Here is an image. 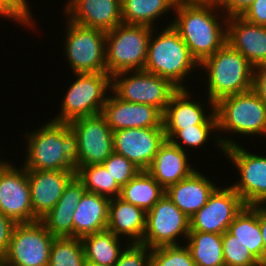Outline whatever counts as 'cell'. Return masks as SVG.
I'll use <instances>...</instances> for the list:
<instances>
[{
  "label": "cell",
  "instance_id": "5b68a950",
  "mask_svg": "<svg viewBox=\"0 0 266 266\" xmlns=\"http://www.w3.org/2000/svg\"><path fill=\"white\" fill-rule=\"evenodd\" d=\"M212 136L213 142L218 143V149L229 158L240 176L238 182L230 186L246 206L263 205L266 202V155L251 153L232 138Z\"/></svg>",
  "mask_w": 266,
  "mask_h": 266
},
{
  "label": "cell",
  "instance_id": "d6a6232c",
  "mask_svg": "<svg viewBox=\"0 0 266 266\" xmlns=\"http://www.w3.org/2000/svg\"><path fill=\"white\" fill-rule=\"evenodd\" d=\"M86 262L81 238L55 237L50 248L48 266H84Z\"/></svg>",
  "mask_w": 266,
  "mask_h": 266
},
{
  "label": "cell",
  "instance_id": "4dcf8cb0",
  "mask_svg": "<svg viewBox=\"0 0 266 266\" xmlns=\"http://www.w3.org/2000/svg\"><path fill=\"white\" fill-rule=\"evenodd\" d=\"M192 259L197 266L225 264L222 252V235L210 232L190 231L186 240Z\"/></svg>",
  "mask_w": 266,
  "mask_h": 266
},
{
  "label": "cell",
  "instance_id": "7bdbcfd3",
  "mask_svg": "<svg viewBox=\"0 0 266 266\" xmlns=\"http://www.w3.org/2000/svg\"><path fill=\"white\" fill-rule=\"evenodd\" d=\"M252 89L266 104V64L254 67Z\"/></svg>",
  "mask_w": 266,
  "mask_h": 266
},
{
  "label": "cell",
  "instance_id": "60d3db41",
  "mask_svg": "<svg viewBox=\"0 0 266 266\" xmlns=\"http://www.w3.org/2000/svg\"><path fill=\"white\" fill-rule=\"evenodd\" d=\"M241 17L250 23L266 26V0H255Z\"/></svg>",
  "mask_w": 266,
  "mask_h": 266
},
{
  "label": "cell",
  "instance_id": "7dc6e473",
  "mask_svg": "<svg viewBox=\"0 0 266 266\" xmlns=\"http://www.w3.org/2000/svg\"><path fill=\"white\" fill-rule=\"evenodd\" d=\"M256 266H266V263H260V264H258Z\"/></svg>",
  "mask_w": 266,
  "mask_h": 266
},
{
  "label": "cell",
  "instance_id": "30bf717a",
  "mask_svg": "<svg viewBox=\"0 0 266 266\" xmlns=\"http://www.w3.org/2000/svg\"><path fill=\"white\" fill-rule=\"evenodd\" d=\"M177 90L168 79L145 70L119 72L111 77V91L118 98L152 105L162 113Z\"/></svg>",
  "mask_w": 266,
  "mask_h": 266
},
{
  "label": "cell",
  "instance_id": "d4e9b609",
  "mask_svg": "<svg viewBox=\"0 0 266 266\" xmlns=\"http://www.w3.org/2000/svg\"><path fill=\"white\" fill-rule=\"evenodd\" d=\"M146 228V212L120 197L109 202L107 230L128 237L125 243H141Z\"/></svg>",
  "mask_w": 266,
  "mask_h": 266
},
{
  "label": "cell",
  "instance_id": "f6af8a7d",
  "mask_svg": "<svg viewBox=\"0 0 266 266\" xmlns=\"http://www.w3.org/2000/svg\"><path fill=\"white\" fill-rule=\"evenodd\" d=\"M84 266H101V265H97V264L91 263L89 261H86Z\"/></svg>",
  "mask_w": 266,
  "mask_h": 266
},
{
  "label": "cell",
  "instance_id": "603a6c76",
  "mask_svg": "<svg viewBox=\"0 0 266 266\" xmlns=\"http://www.w3.org/2000/svg\"><path fill=\"white\" fill-rule=\"evenodd\" d=\"M217 182L198 171L166 189V195L188 217L191 218L206 203L209 196L218 187Z\"/></svg>",
  "mask_w": 266,
  "mask_h": 266
},
{
  "label": "cell",
  "instance_id": "bcb514c9",
  "mask_svg": "<svg viewBox=\"0 0 266 266\" xmlns=\"http://www.w3.org/2000/svg\"><path fill=\"white\" fill-rule=\"evenodd\" d=\"M2 155H0V169L5 165V163L7 162V161H5V159H4V161H3V159H1L2 157H1ZM2 160V161H1Z\"/></svg>",
  "mask_w": 266,
  "mask_h": 266
},
{
  "label": "cell",
  "instance_id": "4fadbf2b",
  "mask_svg": "<svg viewBox=\"0 0 266 266\" xmlns=\"http://www.w3.org/2000/svg\"><path fill=\"white\" fill-rule=\"evenodd\" d=\"M78 139L76 171L81 166L102 164L113 151V130L100 113L74 119L68 123Z\"/></svg>",
  "mask_w": 266,
  "mask_h": 266
},
{
  "label": "cell",
  "instance_id": "6da1fadb",
  "mask_svg": "<svg viewBox=\"0 0 266 266\" xmlns=\"http://www.w3.org/2000/svg\"><path fill=\"white\" fill-rule=\"evenodd\" d=\"M217 10L216 0H178L175 5L170 23L199 64L227 42L228 17L222 13L219 18Z\"/></svg>",
  "mask_w": 266,
  "mask_h": 266
},
{
  "label": "cell",
  "instance_id": "8d00e7d4",
  "mask_svg": "<svg viewBox=\"0 0 266 266\" xmlns=\"http://www.w3.org/2000/svg\"><path fill=\"white\" fill-rule=\"evenodd\" d=\"M102 165L121 188L141 171L133 162L115 152Z\"/></svg>",
  "mask_w": 266,
  "mask_h": 266
},
{
  "label": "cell",
  "instance_id": "74e56055",
  "mask_svg": "<svg viewBox=\"0 0 266 266\" xmlns=\"http://www.w3.org/2000/svg\"><path fill=\"white\" fill-rule=\"evenodd\" d=\"M27 0H0V17L14 20L24 28L35 26Z\"/></svg>",
  "mask_w": 266,
  "mask_h": 266
},
{
  "label": "cell",
  "instance_id": "1f68e13d",
  "mask_svg": "<svg viewBox=\"0 0 266 266\" xmlns=\"http://www.w3.org/2000/svg\"><path fill=\"white\" fill-rule=\"evenodd\" d=\"M76 177L83 183L86 191L110 199L120 196L121 187L102 164L81 166L76 171Z\"/></svg>",
  "mask_w": 266,
  "mask_h": 266
},
{
  "label": "cell",
  "instance_id": "e0dca14e",
  "mask_svg": "<svg viewBox=\"0 0 266 266\" xmlns=\"http://www.w3.org/2000/svg\"><path fill=\"white\" fill-rule=\"evenodd\" d=\"M190 89H178L171 97L163 113L165 138L170 140L179 130L193 125H217L215 109H204V102L191 96ZM191 97V98H190Z\"/></svg>",
  "mask_w": 266,
  "mask_h": 266
},
{
  "label": "cell",
  "instance_id": "d590c367",
  "mask_svg": "<svg viewBox=\"0 0 266 266\" xmlns=\"http://www.w3.org/2000/svg\"><path fill=\"white\" fill-rule=\"evenodd\" d=\"M216 130H218L217 125H193L192 127L179 130L170 141L183 151L188 152L186 151L187 147L189 149H196L197 147L205 146V143L208 144L209 139L212 138V136H209L211 135L210 133L218 132Z\"/></svg>",
  "mask_w": 266,
  "mask_h": 266
},
{
  "label": "cell",
  "instance_id": "3957f363",
  "mask_svg": "<svg viewBox=\"0 0 266 266\" xmlns=\"http://www.w3.org/2000/svg\"><path fill=\"white\" fill-rule=\"evenodd\" d=\"M199 66L208 73L205 83L208 110L215 109L221 98L252 89L254 66L227 42Z\"/></svg>",
  "mask_w": 266,
  "mask_h": 266
},
{
  "label": "cell",
  "instance_id": "e575fe53",
  "mask_svg": "<svg viewBox=\"0 0 266 266\" xmlns=\"http://www.w3.org/2000/svg\"><path fill=\"white\" fill-rule=\"evenodd\" d=\"M151 266H197L186 245L151 249Z\"/></svg>",
  "mask_w": 266,
  "mask_h": 266
},
{
  "label": "cell",
  "instance_id": "c3c4849f",
  "mask_svg": "<svg viewBox=\"0 0 266 266\" xmlns=\"http://www.w3.org/2000/svg\"><path fill=\"white\" fill-rule=\"evenodd\" d=\"M220 266H231V265H228V264H223V265H220Z\"/></svg>",
  "mask_w": 266,
  "mask_h": 266
},
{
  "label": "cell",
  "instance_id": "ab89813d",
  "mask_svg": "<svg viewBox=\"0 0 266 266\" xmlns=\"http://www.w3.org/2000/svg\"><path fill=\"white\" fill-rule=\"evenodd\" d=\"M16 222L0 211V260L7 253Z\"/></svg>",
  "mask_w": 266,
  "mask_h": 266
},
{
  "label": "cell",
  "instance_id": "8992f818",
  "mask_svg": "<svg viewBox=\"0 0 266 266\" xmlns=\"http://www.w3.org/2000/svg\"><path fill=\"white\" fill-rule=\"evenodd\" d=\"M218 132L266 138V104L253 89L215 103Z\"/></svg>",
  "mask_w": 266,
  "mask_h": 266
},
{
  "label": "cell",
  "instance_id": "ffe728a7",
  "mask_svg": "<svg viewBox=\"0 0 266 266\" xmlns=\"http://www.w3.org/2000/svg\"><path fill=\"white\" fill-rule=\"evenodd\" d=\"M64 6L68 20L88 28L107 32L123 23L121 0H69Z\"/></svg>",
  "mask_w": 266,
  "mask_h": 266
},
{
  "label": "cell",
  "instance_id": "d6986e66",
  "mask_svg": "<svg viewBox=\"0 0 266 266\" xmlns=\"http://www.w3.org/2000/svg\"><path fill=\"white\" fill-rule=\"evenodd\" d=\"M75 176L76 171L70 170H28L34 222L40 221L56 205Z\"/></svg>",
  "mask_w": 266,
  "mask_h": 266
},
{
  "label": "cell",
  "instance_id": "836d02e7",
  "mask_svg": "<svg viewBox=\"0 0 266 266\" xmlns=\"http://www.w3.org/2000/svg\"><path fill=\"white\" fill-rule=\"evenodd\" d=\"M222 252L225 264L231 266H256L260 264L249 249L228 231L222 234Z\"/></svg>",
  "mask_w": 266,
  "mask_h": 266
},
{
  "label": "cell",
  "instance_id": "cb8c5ba5",
  "mask_svg": "<svg viewBox=\"0 0 266 266\" xmlns=\"http://www.w3.org/2000/svg\"><path fill=\"white\" fill-rule=\"evenodd\" d=\"M86 189L75 176L56 205L40 220L54 237H73V215Z\"/></svg>",
  "mask_w": 266,
  "mask_h": 266
},
{
  "label": "cell",
  "instance_id": "b9f144b4",
  "mask_svg": "<svg viewBox=\"0 0 266 266\" xmlns=\"http://www.w3.org/2000/svg\"><path fill=\"white\" fill-rule=\"evenodd\" d=\"M254 1L255 0H216L219 8L223 10V13L227 17L241 16Z\"/></svg>",
  "mask_w": 266,
  "mask_h": 266
},
{
  "label": "cell",
  "instance_id": "f1b7e54d",
  "mask_svg": "<svg viewBox=\"0 0 266 266\" xmlns=\"http://www.w3.org/2000/svg\"><path fill=\"white\" fill-rule=\"evenodd\" d=\"M165 193L166 190L147 170H141L121 188L119 197L148 212Z\"/></svg>",
  "mask_w": 266,
  "mask_h": 266
},
{
  "label": "cell",
  "instance_id": "9c48e42d",
  "mask_svg": "<svg viewBox=\"0 0 266 266\" xmlns=\"http://www.w3.org/2000/svg\"><path fill=\"white\" fill-rule=\"evenodd\" d=\"M64 52L73 73H107L106 32L78 25L67 18Z\"/></svg>",
  "mask_w": 266,
  "mask_h": 266
},
{
  "label": "cell",
  "instance_id": "83f0119b",
  "mask_svg": "<svg viewBox=\"0 0 266 266\" xmlns=\"http://www.w3.org/2000/svg\"><path fill=\"white\" fill-rule=\"evenodd\" d=\"M228 232L263 263V237L258 222V205L244 206L229 225Z\"/></svg>",
  "mask_w": 266,
  "mask_h": 266
},
{
  "label": "cell",
  "instance_id": "277c9868",
  "mask_svg": "<svg viewBox=\"0 0 266 266\" xmlns=\"http://www.w3.org/2000/svg\"><path fill=\"white\" fill-rule=\"evenodd\" d=\"M167 24L161 32L156 27L152 29L144 70L168 79L178 89H188L183 83L200 66L179 32L171 23Z\"/></svg>",
  "mask_w": 266,
  "mask_h": 266
},
{
  "label": "cell",
  "instance_id": "ee69618b",
  "mask_svg": "<svg viewBox=\"0 0 266 266\" xmlns=\"http://www.w3.org/2000/svg\"><path fill=\"white\" fill-rule=\"evenodd\" d=\"M258 222L263 237V263H266V207L258 205Z\"/></svg>",
  "mask_w": 266,
  "mask_h": 266
},
{
  "label": "cell",
  "instance_id": "44dd1931",
  "mask_svg": "<svg viewBox=\"0 0 266 266\" xmlns=\"http://www.w3.org/2000/svg\"><path fill=\"white\" fill-rule=\"evenodd\" d=\"M226 40L254 67L266 64V26L250 23L241 16L228 17Z\"/></svg>",
  "mask_w": 266,
  "mask_h": 266
},
{
  "label": "cell",
  "instance_id": "f35d334b",
  "mask_svg": "<svg viewBox=\"0 0 266 266\" xmlns=\"http://www.w3.org/2000/svg\"><path fill=\"white\" fill-rule=\"evenodd\" d=\"M114 266H151V249L140 243H130Z\"/></svg>",
  "mask_w": 266,
  "mask_h": 266
},
{
  "label": "cell",
  "instance_id": "ba28073f",
  "mask_svg": "<svg viewBox=\"0 0 266 266\" xmlns=\"http://www.w3.org/2000/svg\"><path fill=\"white\" fill-rule=\"evenodd\" d=\"M74 76L76 80L64 94L59 113L50 120L69 123L74 119L102 112L111 92V76L108 73L84 72L74 73Z\"/></svg>",
  "mask_w": 266,
  "mask_h": 266
},
{
  "label": "cell",
  "instance_id": "5bb4252c",
  "mask_svg": "<svg viewBox=\"0 0 266 266\" xmlns=\"http://www.w3.org/2000/svg\"><path fill=\"white\" fill-rule=\"evenodd\" d=\"M12 163L0 169V211L16 223L34 222L28 170Z\"/></svg>",
  "mask_w": 266,
  "mask_h": 266
},
{
  "label": "cell",
  "instance_id": "8fae6325",
  "mask_svg": "<svg viewBox=\"0 0 266 266\" xmlns=\"http://www.w3.org/2000/svg\"><path fill=\"white\" fill-rule=\"evenodd\" d=\"M54 238L41 221L17 223L0 261L6 266H48Z\"/></svg>",
  "mask_w": 266,
  "mask_h": 266
},
{
  "label": "cell",
  "instance_id": "7402d4cb",
  "mask_svg": "<svg viewBox=\"0 0 266 266\" xmlns=\"http://www.w3.org/2000/svg\"><path fill=\"white\" fill-rule=\"evenodd\" d=\"M188 157L187 152L166 139L161 144L147 172L166 190L196 170Z\"/></svg>",
  "mask_w": 266,
  "mask_h": 266
},
{
  "label": "cell",
  "instance_id": "7a4b0ae2",
  "mask_svg": "<svg viewBox=\"0 0 266 266\" xmlns=\"http://www.w3.org/2000/svg\"><path fill=\"white\" fill-rule=\"evenodd\" d=\"M33 131L23 133L28 140L22 164L26 170L76 171L78 139L68 123L49 120Z\"/></svg>",
  "mask_w": 266,
  "mask_h": 266
},
{
  "label": "cell",
  "instance_id": "7c38bea8",
  "mask_svg": "<svg viewBox=\"0 0 266 266\" xmlns=\"http://www.w3.org/2000/svg\"><path fill=\"white\" fill-rule=\"evenodd\" d=\"M189 232L190 218L165 193L152 209L146 212V228L140 244L150 249L176 246L182 237L185 238L182 240L187 239Z\"/></svg>",
  "mask_w": 266,
  "mask_h": 266
},
{
  "label": "cell",
  "instance_id": "9a60e30c",
  "mask_svg": "<svg viewBox=\"0 0 266 266\" xmlns=\"http://www.w3.org/2000/svg\"><path fill=\"white\" fill-rule=\"evenodd\" d=\"M217 187L207 203L190 218V231L223 234L245 206L240 195L229 185Z\"/></svg>",
  "mask_w": 266,
  "mask_h": 266
},
{
  "label": "cell",
  "instance_id": "681fc988",
  "mask_svg": "<svg viewBox=\"0 0 266 266\" xmlns=\"http://www.w3.org/2000/svg\"><path fill=\"white\" fill-rule=\"evenodd\" d=\"M0 266H6V265H4V264L0 261Z\"/></svg>",
  "mask_w": 266,
  "mask_h": 266
},
{
  "label": "cell",
  "instance_id": "f546056e",
  "mask_svg": "<svg viewBox=\"0 0 266 266\" xmlns=\"http://www.w3.org/2000/svg\"><path fill=\"white\" fill-rule=\"evenodd\" d=\"M178 0H121L122 20L128 25L154 28V22L175 9Z\"/></svg>",
  "mask_w": 266,
  "mask_h": 266
},
{
  "label": "cell",
  "instance_id": "52a82bcc",
  "mask_svg": "<svg viewBox=\"0 0 266 266\" xmlns=\"http://www.w3.org/2000/svg\"><path fill=\"white\" fill-rule=\"evenodd\" d=\"M152 29L122 23L106 32V67L111 77L119 72L144 70Z\"/></svg>",
  "mask_w": 266,
  "mask_h": 266
},
{
  "label": "cell",
  "instance_id": "ac0fdd59",
  "mask_svg": "<svg viewBox=\"0 0 266 266\" xmlns=\"http://www.w3.org/2000/svg\"><path fill=\"white\" fill-rule=\"evenodd\" d=\"M101 114L113 131L138 127H163V113L158 108L149 104L123 101L112 91Z\"/></svg>",
  "mask_w": 266,
  "mask_h": 266
},
{
  "label": "cell",
  "instance_id": "4316f807",
  "mask_svg": "<svg viewBox=\"0 0 266 266\" xmlns=\"http://www.w3.org/2000/svg\"><path fill=\"white\" fill-rule=\"evenodd\" d=\"M81 240L86 261L101 266H114L121 253L130 244L127 243L123 246L121 237L116 236L107 229L86 235Z\"/></svg>",
  "mask_w": 266,
  "mask_h": 266
},
{
  "label": "cell",
  "instance_id": "484cf974",
  "mask_svg": "<svg viewBox=\"0 0 266 266\" xmlns=\"http://www.w3.org/2000/svg\"><path fill=\"white\" fill-rule=\"evenodd\" d=\"M110 198L85 191L73 215V237L107 229Z\"/></svg>",
  "mask_w": 266,
  "mask_h": 266
},
{
  "label": "cell",
  "instance_id": "2e32d148",
  "mask_svg": "<svg viewBox=\"0 0 266 266\" xmlns=\"http://www.w3.org/2000/svg\"><path fill=\"white\" fill-rule=\"evenodd\" d=\"M165 140L164 127L116 130L113 131V151L141 170H147Z\"/></svg>",
  "mask_w": 266,
  "mask_h": 266
}]
</instances>
